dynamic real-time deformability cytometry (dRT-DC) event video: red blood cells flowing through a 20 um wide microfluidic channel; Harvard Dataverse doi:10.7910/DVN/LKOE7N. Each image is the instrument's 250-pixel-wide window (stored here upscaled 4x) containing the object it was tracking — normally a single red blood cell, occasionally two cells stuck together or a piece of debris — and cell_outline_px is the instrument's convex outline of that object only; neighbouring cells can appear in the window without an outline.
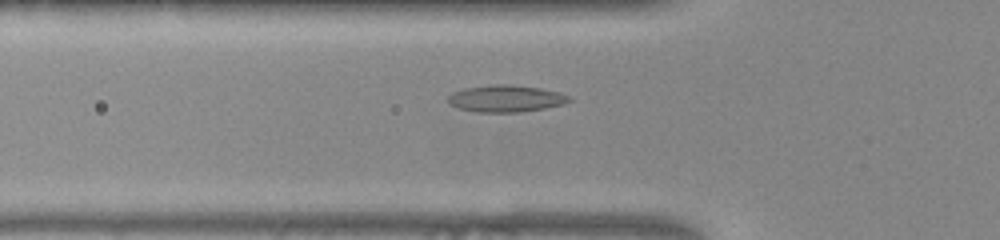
{"species": "common noctule bat (a hibernating species)", "species_latin": "Nyctalus noctula", "temperature_condition": "warm", "stored_images_in_passage": 37, "camera_frame_rate_fps": 3000, "um_per_image_px": 0.085, "animal": {"sex": "female", "body_mass_g": 22.0, "forearm_length_mm": 56.7}, "frame": {"image": 1, "passage_image": 2, "time_ms": 0.333, "image_size_px": [1000, 240], "cell_outline_px": [[572, 100], [564, 104], [544, 108], [516, 112], [480, 112], [456, 108], [448, 104], [448, 96], [452, 92], [464, 88], [488, 84], [512, 84], [540, 88], [560, 92], [568, 96]], "centroid_in_image_um": [42.96, 8.36], "position_along_channel_um": 82.8, "area_um2": 19.13}}
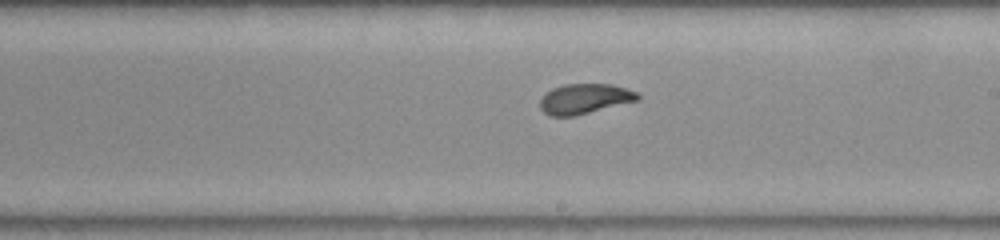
{"frame": {"image": 2, "passage_image": 14, "time_ms": 4.333, "image_size_px": [1000, 240], "cell_outline_px": [[640, 100], [572, 116], [548, 116], [540, 108], [540, 100], [552, 88], [564, 84], [612, 84], [636, 92], [640, 96]], "centroid_in_image_um": [49.69, 8.39], "position_along_channel_um": 239.3, "area_um2": 16.94}}
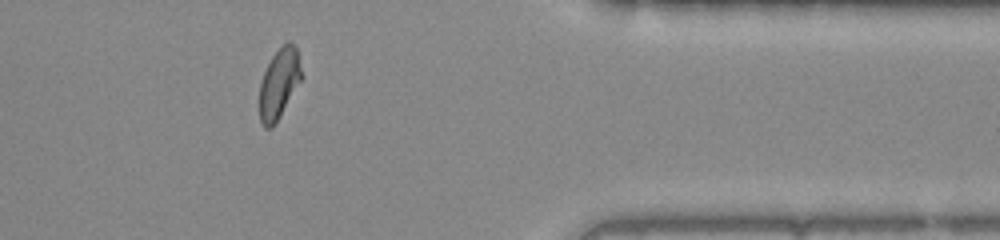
{"frame": {"image": 3, "passage_image": 27, "time_ms": 8.667, "image_size_px": [1000, 240], "cell_outline_px": [[300, 80], [272, 128], [264, 128], [260, 120], [260, 84], [264, 72], [272, 56], [288, 40], [296, 48], [300, 68]], "centroid_in_image_um": [23.68, 7.11], "position_along_channel_um": 387.7, "area_um2": 16.3}}